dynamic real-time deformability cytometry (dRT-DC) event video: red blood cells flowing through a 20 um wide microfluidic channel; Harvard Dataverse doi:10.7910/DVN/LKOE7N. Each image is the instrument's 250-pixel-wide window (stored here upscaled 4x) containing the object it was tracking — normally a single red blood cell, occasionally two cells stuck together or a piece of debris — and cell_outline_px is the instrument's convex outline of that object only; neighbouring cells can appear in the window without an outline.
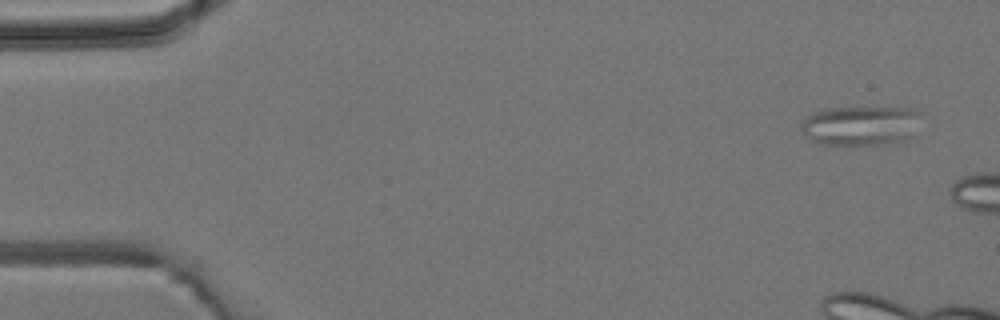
{"species": "common noctule bat (a hibernating species)", "species_latin": "Nyctalus noctula", "temperature_condition": "room temperature", "stored_images_in_passage": 2, "camera_frame_rate_fps": 3000, "um_per_image_px": 0.085, "animal": {"sex": "male", "body_mass_g": 19.2, "forearm_length_mm": 51.8}, "frame": {"image": 1, "passage_image": 1, "time_ms": 0.0, "image_size_px": [1000, 320], "cell_outline_px": [[920, 112], [912, 136], [904, 140], [880, 144], [820, 144], [808, 140], [804, 136], [800, 128], [800, 120], [804, 116], [812, 112], [828, 108], [912, 108]], "centroid_in_image_um": [73.04, 10.67], "position_along_channel_um": 12.0, "area_um2": 27.69}}